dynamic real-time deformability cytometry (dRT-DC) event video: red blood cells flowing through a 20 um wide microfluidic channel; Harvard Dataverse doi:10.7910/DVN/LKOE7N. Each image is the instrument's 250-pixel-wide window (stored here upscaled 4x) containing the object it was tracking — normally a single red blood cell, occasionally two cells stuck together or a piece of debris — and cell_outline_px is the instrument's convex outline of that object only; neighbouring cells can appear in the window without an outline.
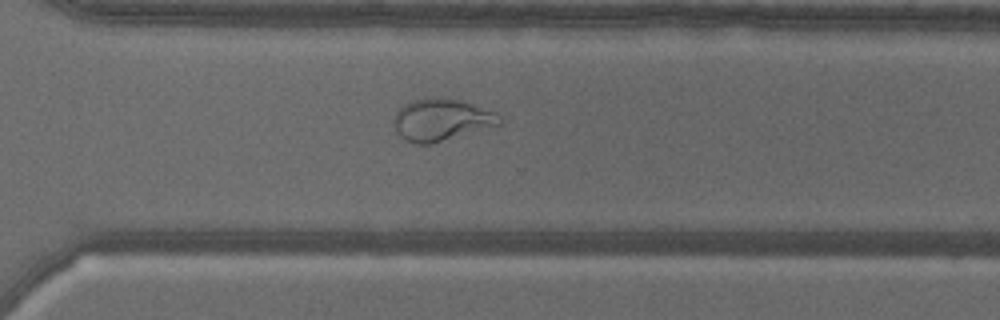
{"species": "common noctule bat (a hibernating species)", "species_latin": "Nyctalus noctula", "temperature_condition": "warm", "stored_images_in_passage": 56, "camera_frame_rate_fps": 3000, "um_per_image_px": 0.085, "animal": {"sex": "male", "body_mass_g": 18.8}, "frame": {"image": 1, "passage_image": 40, "time_ms": 13.0, "image_size_px": [1000, 320], "cell_outline_px": [[504, 124], [432, 144], [416, 144], [400, 136], [396, 132], [392, 124], [392, 120], [396, 112], [404, 104], [412, 100], [436, 96], [440, 96], [464, 100], [496, 112], [500, 116]], "centroid_in_image_um": [37.55, 10.17], "position_along_channel_um": 333.1, "area_um2": 26.59}}